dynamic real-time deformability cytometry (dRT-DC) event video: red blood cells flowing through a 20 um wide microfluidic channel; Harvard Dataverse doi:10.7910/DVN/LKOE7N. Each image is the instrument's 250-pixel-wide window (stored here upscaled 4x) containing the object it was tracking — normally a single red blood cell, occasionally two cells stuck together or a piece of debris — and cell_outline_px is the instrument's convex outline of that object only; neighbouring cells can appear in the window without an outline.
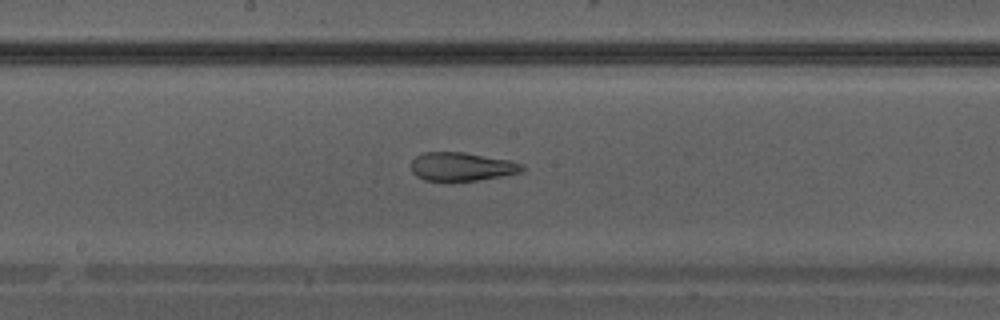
{"species": "Egyptian fruit bat (a non-hibernating species)", "species_latin": "Rousettus aegyptiacus", "temperature_condition": "warm", "stored_images_in_passage": 33, "camera_frame_rate_fps": 3000, "um_per_image_px": 0.085, "animal": {"sex": "male"}, "frame": {"image": 1, "passage_image": 15, "time_ms": 4.667, "image_size_px": [1000, 320], "cell_outline_px": [[524, 168], [520, 172], [504, 176], [452, 184], [444, 184], [424, 180], [416, 176], [412, 172], [412, 160], [416, 156], [424, 152], [464, 152], [508, 160], [524, 164]], "centroid_in_image_um": [39.2, 14.22], "position_along_channel_um": 209.0, "area_um2": 19.19}}
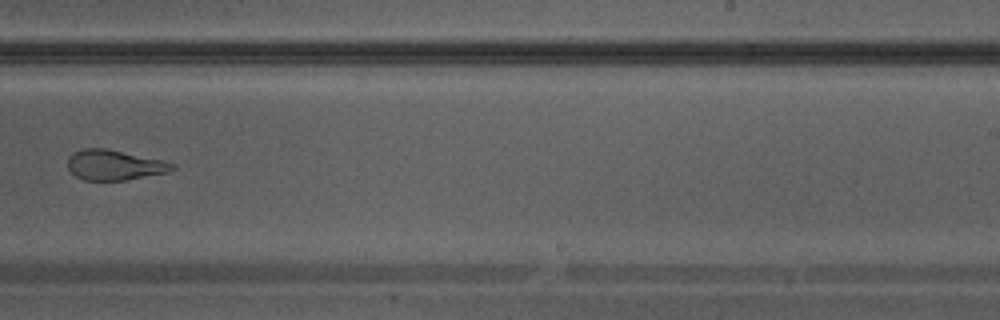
{"frame": {"image": 2, "passage_image": 19, "time_ms": 6.0, "image_size_px": [1000, 320], "cell_outline_px": [[176, 168], [168, 172], [124, 180], [84, 180], [76, 176], [68, 168], [68, 156], [72, 152], [84, 148], [104, 148], [160, 160], [176, 164]], "centroid_in_image_um": [9.69, 14.02], "position_along_channel_um": 279.3, "area_um2": 18.15}}